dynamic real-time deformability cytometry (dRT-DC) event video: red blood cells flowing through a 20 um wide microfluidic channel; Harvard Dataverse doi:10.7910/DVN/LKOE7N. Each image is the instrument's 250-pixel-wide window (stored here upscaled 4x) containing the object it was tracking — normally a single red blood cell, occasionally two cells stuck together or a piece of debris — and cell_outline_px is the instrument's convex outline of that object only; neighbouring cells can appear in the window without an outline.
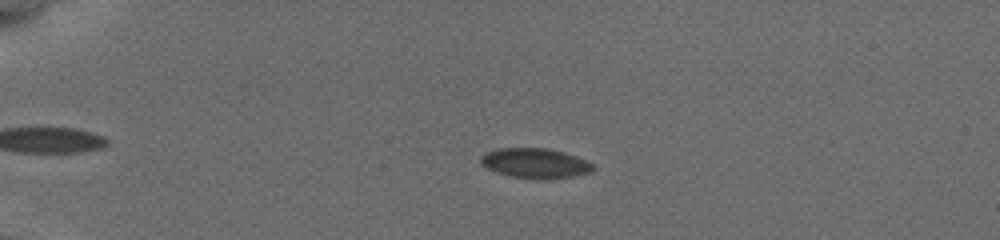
{"species": "common noctule bat (a hibernating species)", "species_latin": "Nyctalus noctula", "temperature_condition": "cold", "stored_images_in_passage": 55, "camera_frame_rate_fps": 3000, "um_per_image_px": 0.085, "animal": {"sex": "female", "body_mass_g": 19.5, "forearm_length_mm": 54.1}, "frame": {"image": 1, "passage_image": 14, "time_ms": 4.333, "image_size_px": [1000, 240], "cell_outline_px": [[596, 168], [592, 172], [572, 176], [512, 176], [496, 172], [488, 168], [480, 160], [480, 156], [496, 148], [548, 148], [564, 152], [576, 156], [592, 164]], "centroid_in_image_um": [45.49, 13.81], "position_along_channel_um": 39.5, "area_um2": 18.61}}
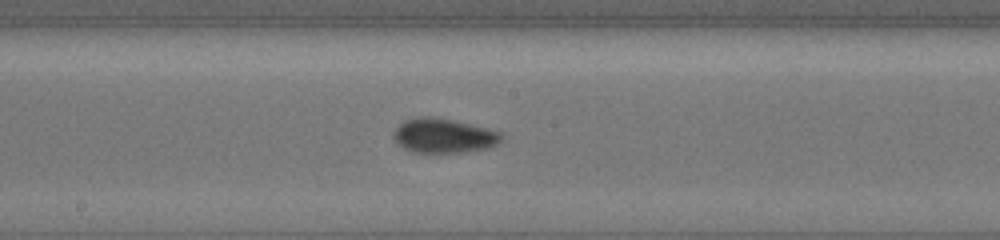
{"frame": {"image": 2, "passage_image": 32, "time_ms": 10.333, "image_size_px": [1000, 240], "cell_outline_px": [[500, 140], [496, 144], [484, 148], [460, 152], [412, 152], [396, 144], [392, 136], [392, 132], [404, 120], [420, 116], [432, 116], [452, 120], [500, 132]], "centroid_in_image_um": [37.59, 11.53], "position_along_channel_um": 210.6, "area_um2": 21.27}}
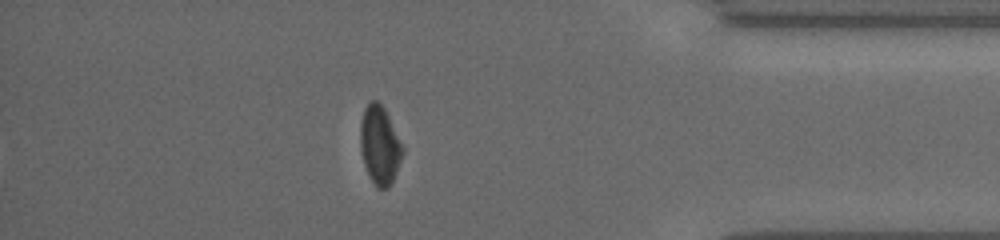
{"frame": {"image": 3, "passage_image": 49, "time_ms": 16.0, "image_size_px": [1000, 240], "cell_outline_px": [[404, 152], [396, 172], [388, 188], [376, 188], [364, 164], [360, 144], [360, 124], [364, 108], [372, 100], [376, 100], [384, 108], [404, 148]], "centroid_in_image_um": [32.27, 12.33], "position_along_channel_um": 402.9, "area_um2": 19.02}, "authors_computed_cell_mechanics": {"area_um2": 19.5364, "velocity_mm_per_s": 3.8293, "shape_relaxation_time_tau1_ms": 4.7627, "shape_relaxation_time_tau2_ms": 5.4595, "deformation_change_tau1": 0.0894, "deformation_change_tau2": 0.0683}}